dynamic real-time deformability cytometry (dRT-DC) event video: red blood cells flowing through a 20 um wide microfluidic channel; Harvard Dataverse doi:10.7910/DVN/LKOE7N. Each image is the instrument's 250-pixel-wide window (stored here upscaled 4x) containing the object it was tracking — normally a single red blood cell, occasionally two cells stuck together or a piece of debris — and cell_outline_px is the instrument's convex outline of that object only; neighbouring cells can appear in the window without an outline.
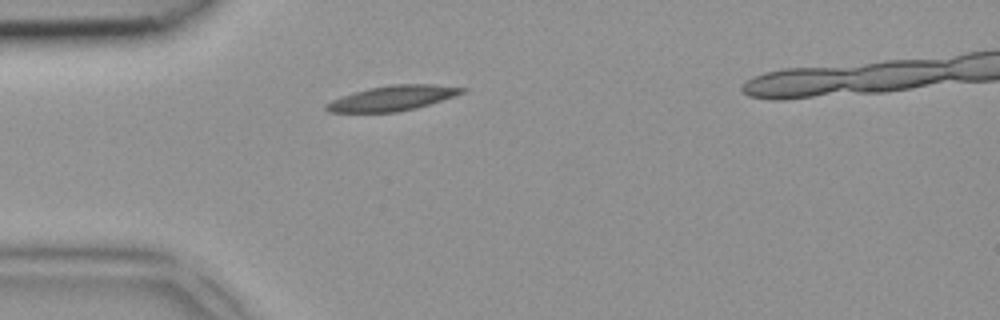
{"species": "common noctule bat (a hibernating species)", "species_latin": "Nyctalus noctula", "temperature_condition": "room temperature", "stored_images_in_passage": 4, "camera_frame_rate_fps": 3000, "um_per_image_px": 0.085, "animal": {"sex": "female", "body_mass_g": 18.4}, "frame": {"image": 1, "passage_image": 3, "time_ms": 0.667, "image_size_px": [1000, 320], "cell_outline_px": [[468, 88], [464, 92], [416, 108], [396, 112], [328, 112], [324, 108], [324, 104], [332, 100], [356, 92], [372, 88], [392, 84], [432, 84]], "centroid_in_image_um": [33.35, 8.34], "position_along_channel_um": 51.7, "area_um2": 19.36}}